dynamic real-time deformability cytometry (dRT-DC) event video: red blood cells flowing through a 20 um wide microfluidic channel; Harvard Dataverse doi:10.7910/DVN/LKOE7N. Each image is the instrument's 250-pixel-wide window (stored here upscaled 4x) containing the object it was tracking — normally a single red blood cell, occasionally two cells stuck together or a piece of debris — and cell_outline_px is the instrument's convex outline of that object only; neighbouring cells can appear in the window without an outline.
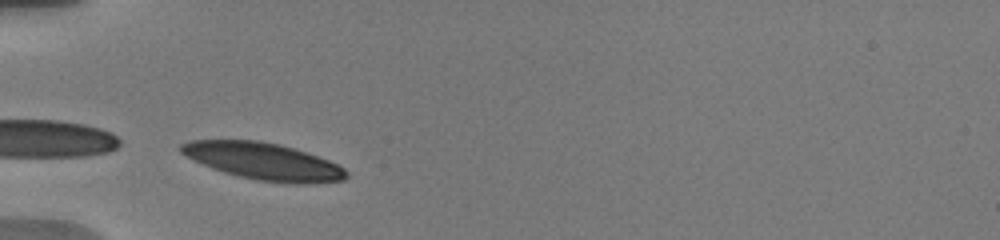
{"species": "human", "species_latin": "Homo sapiens", "temperature_condition": "warm", "stored_images_in_passage": 37, "camera_frame_rate_fps": 3000, "um_per_image_px": 0.085, "donor": {"sex": "male"}, "frame": {"image": 1, "passage_image": 1, "time_ms": 0.0, "image_size_px": [1000, 240], "cell_outline_px": [[348, 176], [344, 180], [308, 184], [296, 184], [256, 180], [224, 172], [212, 168], [180, 152], [180, 144], [192, 140], [256, 140], [276, 144], [292, 148], [328, 160], [344, 168], [348, 172]], "centroid_in_image_um": [22.41, 13.72], "position_along_channel_um": 62.6, "area_um2": 35.08}}
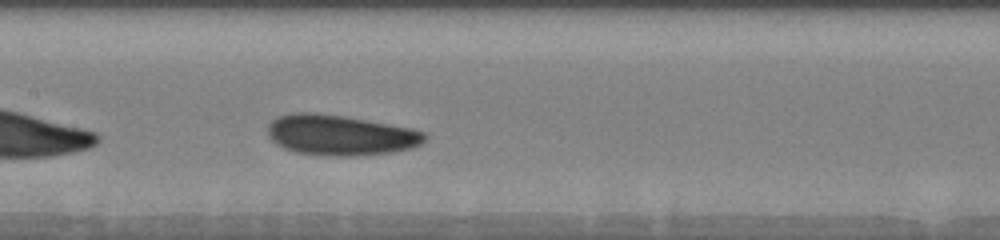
{"frame": {"image": 2, "passage_image": 11, "time_ms": 3.333, "image_size_px": [1000, 240], "cell_outline_px": [[428, 136], [420, 144], [412, 148], [392, 152], [360, 156], [324, 156], [296, 152], [284, 148], [276, 144], [268, 136], [268, 124], [276, 116], [292, 112], [312, 112], [344, 116], [412, 128], [424, 132]], "centroid_in_image_um": [28.9, 11.48], "position_along_channel_um": 178.5, "area_um2": 37.34}}
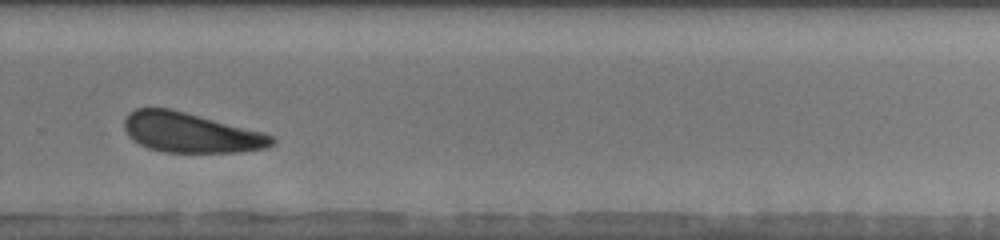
{"frame": {"image": 3, "passage_image": 22, "time_ms": 7.0, "image_size_px": [1000, 240], "cell_outline_px": [[276, 140], [268, 148], [240, 152], [164, 152], [148, 148], [132, 140], [128, 136], [124, 128], [124, 120], [128, 112], [136, 108], [172, 108], [264, 132], [276, 136]], "centroid_in_image_um": [16.22, 11.26], "position_along_channel_um": 313.6, "area_um2": 34.74}, "authors_computed_cell_mechanics": {"area_um2": 35.6626, "velocity_mm_per_s": 3.6956, "shape_relaxation_time_tau1_ms": 1.4894, "shape_relaxation_time_tau2_ms": 4.6605, "deformation_change_tau1": 0.0777, "deformation_change_tau2": 0.1198}}